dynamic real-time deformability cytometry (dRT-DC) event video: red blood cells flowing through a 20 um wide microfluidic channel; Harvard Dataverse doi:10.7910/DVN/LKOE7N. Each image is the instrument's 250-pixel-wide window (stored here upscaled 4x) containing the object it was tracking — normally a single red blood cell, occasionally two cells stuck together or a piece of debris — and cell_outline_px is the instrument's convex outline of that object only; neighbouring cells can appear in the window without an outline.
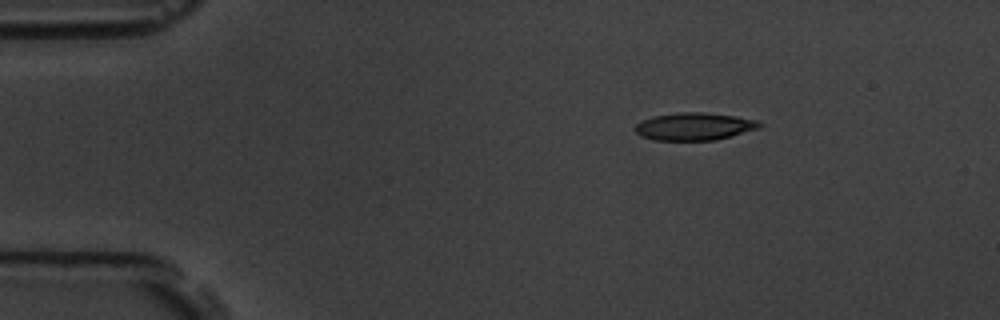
{"species": "common noctule bat (a hibernating species)", "species_latin": "Nyctalus noctula", "temperature_condition": "room temperature", "stored_images_in_passage": 6, "camera_frame_rate_fps": 3000, "um_per_image_px": 0.085, "animal": {"sex": "male", "body_mass_g": 19.5, "forearm_length_mm": 54.6}, "frame": {"image": 1, "passage_image": 2, "time_ms": 1.333, "image_size_px": [1000, 320], "cell_outline_px": [[764, 124], [760, 128], [732, 136], [716, 140], [656, 140], [644, 136], [636, 132], [636, 124], [640, 120], [652, 116], [680, 112], [704, 112], [736, 116], [756, 120]], "centroid_in_image_um": [59.05, 10.74], "position_along_channel_um": 25.9, "area_um2": 20.0}}
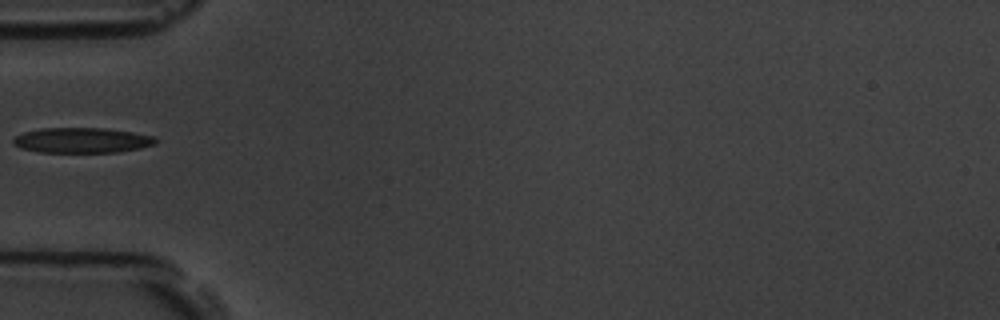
{"frame": {"image": 2, "passage_image": 5, "time_ms": 4.667, "image_size_px": [1000, 320], "cell_outline_px": [[160, 140], [156, 144], [140, 148], [116, 152], [40, 152], [20, 148], [12, 144], [12, 140], [16, 136], [24, 132], [40, 128], [104, 128], [132, 132], [152, 136]], "centroid_in_image_um": [6.96, 11.92], "position_along_channel_um": 78.0, "area_um2": 20.98}}
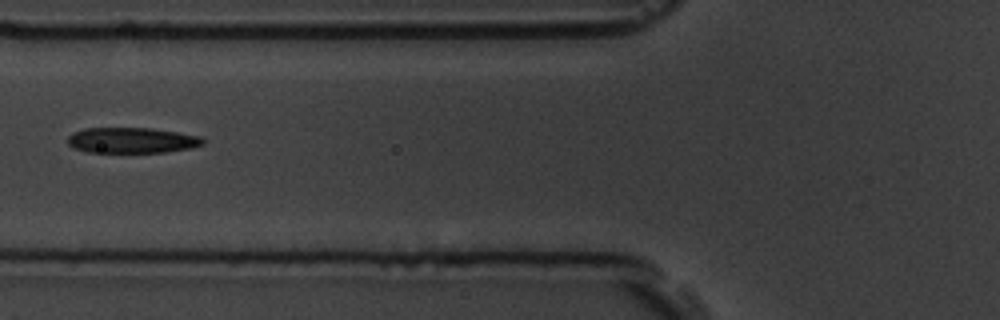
{"frame": {"image": 3, "passage_image": 6, "time_ms": 5.667, "image_size_px": [1000, 320], "cell_outline_px": [[204, 144], [192, 148], [164, 152], [88, 152], [72, 148], [68, 144], [68, 136], [72, 132], [84, 128], [152, 128], [200, 136], [204, 140]], "centroid_in_image_um": [11.18, 11.92], "position_along_channel_um": 114.6, "area_um2": 20.23}}